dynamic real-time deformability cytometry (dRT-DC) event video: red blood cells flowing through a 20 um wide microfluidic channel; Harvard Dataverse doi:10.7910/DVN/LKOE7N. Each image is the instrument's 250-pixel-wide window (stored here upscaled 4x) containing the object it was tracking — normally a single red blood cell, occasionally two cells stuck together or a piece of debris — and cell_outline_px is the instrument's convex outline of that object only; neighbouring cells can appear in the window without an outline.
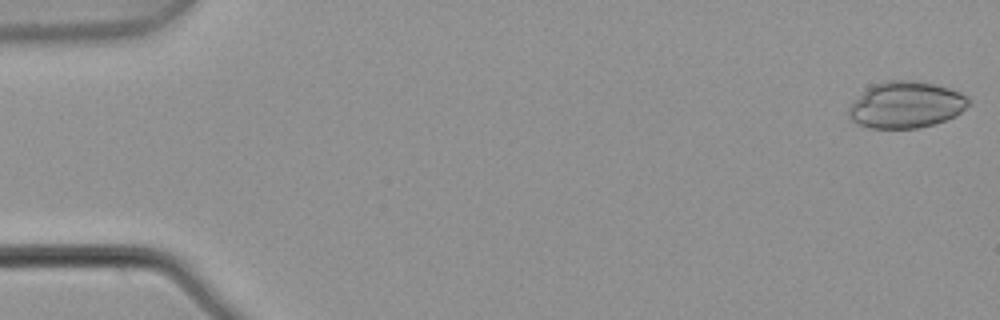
{"species": "common noctule bat (a hibernating species)", "species_latin": "Nyctalus noctula", "temperature_condition": "warm", "stored_images_in_passage": 6, "camera_frame_rate_fps": 3000, "um_per_image_px": 0.085, "animal": {"sex": "male", "body_mass_g": 21.5, "forearm_length_mm": 52.0}, "frame": {"image": 1, "passage_image": 1, "time_ms": 0.0, "image_size_px": [1000, 320], "cell_outline_px": [[972, 104], [956, 116], [920, 128], [868, 128], [856, 124], [848, 116], [848, 108], [872, 84], [888, 80], [916, 80], [948, 88], [960, 92], [968, 96]], "centroid_in_image_um": [77.04, 8.91], "position_along_channel_um": 8.0, "area_um2": 32.54}}
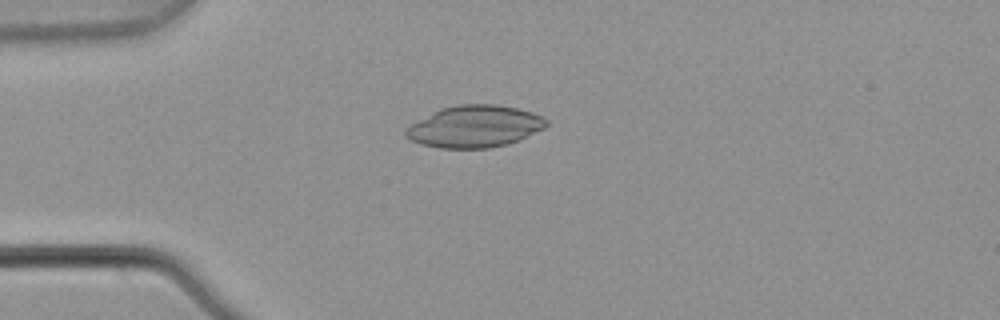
{"frame": {"image": 2, "passage_image": 4, "time_ms": 1.0, "image_size_px": [1000, 320], "cell_outline_px": [[548, 124], [544, 128], [520, 140], [508, 144], [488, 148], [440, 148], [420, 144], [404, 136], [404, 128], [440, 108], [456, 104], [496, 104], [516, 108], [532, 112], [548, 120]], "centroid_in_image_um": [40.33, 10.75], "position_along_channel_um": 44.7, "area_um2": 34.45}}
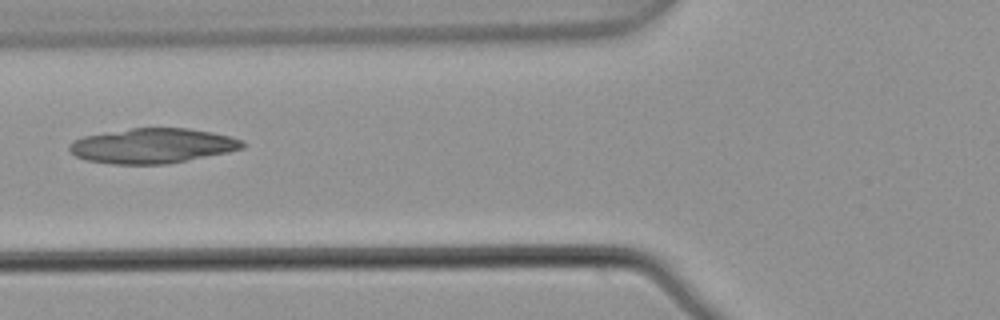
{"frame": {"image": 3, "passage_image": 6, "time_ms": 1.667, "image_size_px": [1000, 320], "cell_outline_px": [[244, 148], [228, 152], [164, 164], [112, 164], [88, 160], [76, 156], [68, 148], [68, 144], [72, 140], [84, 136], [132, 128], [188, 128], [212, 132], [232, 136], [240, 140], [244, 144]], "centroid_in_image_um": [12.95, 12.38], "position_along_channel_um": 112.9, "area_um2": 34.97}}